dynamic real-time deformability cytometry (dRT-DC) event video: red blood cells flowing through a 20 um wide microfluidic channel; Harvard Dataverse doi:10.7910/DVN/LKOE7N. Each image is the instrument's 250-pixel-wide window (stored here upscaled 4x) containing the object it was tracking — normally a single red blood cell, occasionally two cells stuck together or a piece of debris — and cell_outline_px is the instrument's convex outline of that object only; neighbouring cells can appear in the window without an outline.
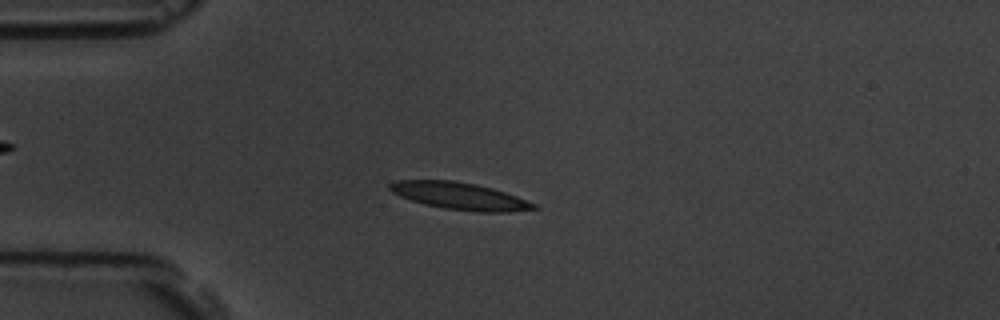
{"species": "common noctule bat (a hibernating species)", "species_latin": "Nyctalus noctula", "temperature_condition": "room temperature", "stored_images_in_passage": 56, "camera_frame_rate_fps": 3000, "um_per_image_px": 0.085, "animal": {"sex": "male", "body_mass_g": 19.5, "forearm_length_mm": 54.6}, "frame": {"image": 1, "passage_image": 14, "time_ms": 4.333, "image_size_px": [1000, 320], "cell_outline_px": [[540, 208], [508, 212], [476, 212], [444, 208], [424, 204], [400, 196], [392, 192], [388, 188], [388, 184], [396, 180], [452, 180], [476, 184], [492, 188], [516, 196], [536, 204]], "centroid_in_image_um": [39.07, 16.66], "position_along_channel_um": 45.9, "area_um2": 22.72}}
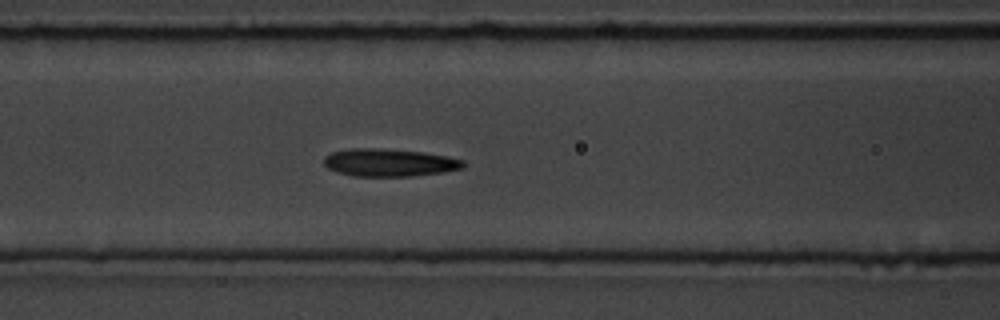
{"frame": {"image": 2, "passage_image": 23, "time_ms": 7.333, "image_size_px": [1000, 320], "cell_outline_px": [[464, 164], [460, 168], [444, 172], [412, 176], [352, 176], [336, 172], [328, 168], [324, 164], [324, 156], [332, 152], [348, 148], [380, 148], [420, 152], [448, 156], [464, 160]], "centroid_in_image_um": [33.04, 13.82], "position_along_channel_um": 133.6, "area_um2": 22.48}}
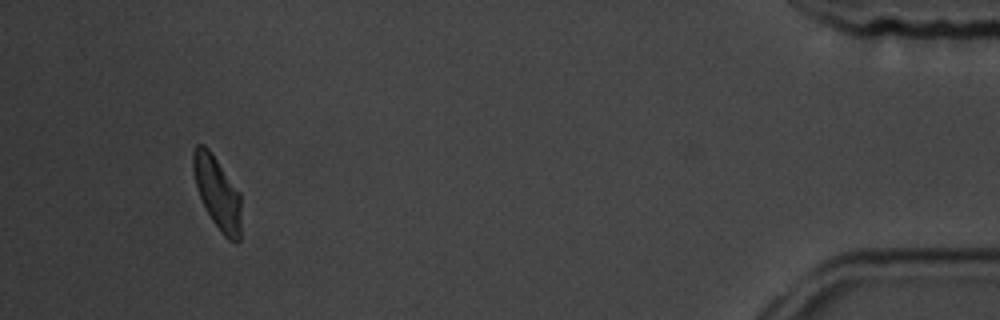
{"frame": {"image": 3, "passage_image": 53, "time_ms": 17.333, "image_size_px": [1000, 320], "cell_outline_px": [[240, 240], [236, 244], [228, 240], [224, 236], [212, 220], [200, 196], [196, 184], [192, 168], [192, 152], [196, 144], [204, 144], [208, 148], [240, 192]], "centroid_in_image_um": [18.47, 16.38], "position_along_channel_um": 416.7, "area_um2": 20.11}, "authors_computed_cell_mechanics": {"area_um2": 21.7039, "velocity_mm_per_s": 3.5379, "shape_relaxation_time_tau1_ms": 3.1001, "shape_relaxation_time_tau2_ms": 3.8274, "deformation_change_tau1": 0.1266, "deformation_change_tau2": 0.0983}}